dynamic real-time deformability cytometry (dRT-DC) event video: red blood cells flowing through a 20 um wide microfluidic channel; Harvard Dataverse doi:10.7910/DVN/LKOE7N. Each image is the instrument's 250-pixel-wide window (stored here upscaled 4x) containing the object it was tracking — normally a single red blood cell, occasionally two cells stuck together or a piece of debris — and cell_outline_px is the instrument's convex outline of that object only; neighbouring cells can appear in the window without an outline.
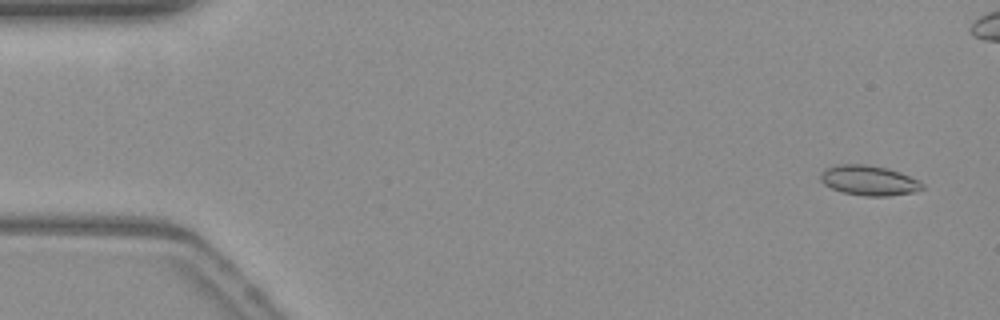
{"species": "common noctule bat (a hibernating species)", "species_latin": "Nyctalus noctula", "temperature_condition": "warm", "stored_images_in_passage": 52, "camera_frame_rate_fps": 3000, "um_per_image_px": 0.085, "animal": {"sex": "female", "body_mass_g": 19.3, "forearm_length_mm": 54.1}, "frame": {"image": 1, "passage_image": 3, "time_ms": 0.667, "image_size_px": [1000, 320], "cell_outline_px": [[924, 188], [916, 192], [888, 196], [864, 196], [844, 192], [832, 188], [824, 184], [820, 180], [820, 172], [824, 168], [836, 164], [864, 164], [888, 168], [900, 172], [920, 180], [924, 184]], "centroid_in_image_um": [73.87, 15.33], "position_along_channel_um": 11.1, "area_um2": 18.03}}
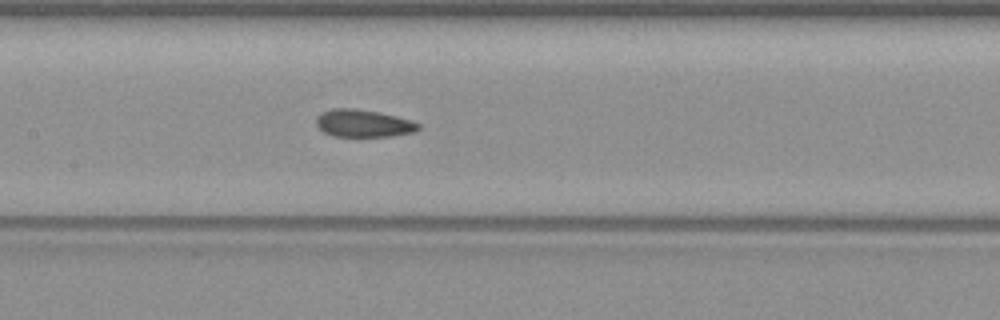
{"frame": {"image": 2, "passage_image": 26, "time_ms": 8.333, "image_size_px": [1000, 320], "cell_outline_px": [[420, 128], [416, 132], [392, 136], [332, 136], [324, 132], [316, 124], [316, 120], [324, 112], [332, 108], [352, 108], [380, 112], [412, 120], [420, 124]], "centroid_in_image_um": [30.94, 10.49], "position_along_channel_um": 176.5, "area_um2": 16.3}}
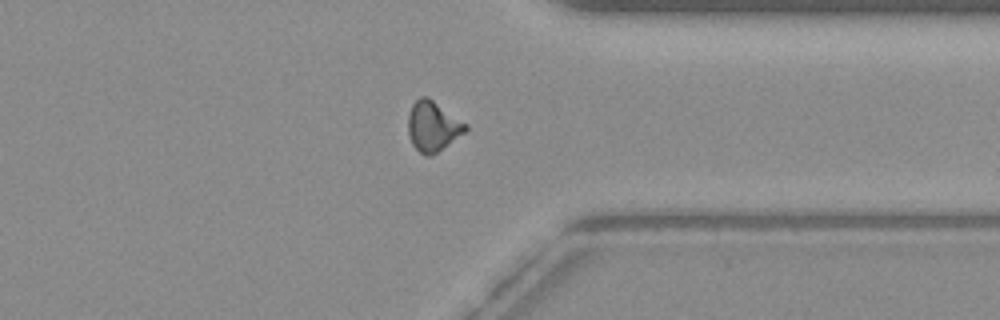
{"frame": {"image": 3, "passage_image": 42, "time_ms": 13.667, "image_size_px": [1000, 320], "cell_outline_px": [[468, 128], [464, 132], [432, 156], [424, 156], [412, 144], [408, 136], [408, 116], [412, 104], [420, 96], [428, 96], [468, 124]], "centroid_in_image_um": [36.78, 10.72], "position_along_channel_um": 374.6, "area_um2": 16.82}}